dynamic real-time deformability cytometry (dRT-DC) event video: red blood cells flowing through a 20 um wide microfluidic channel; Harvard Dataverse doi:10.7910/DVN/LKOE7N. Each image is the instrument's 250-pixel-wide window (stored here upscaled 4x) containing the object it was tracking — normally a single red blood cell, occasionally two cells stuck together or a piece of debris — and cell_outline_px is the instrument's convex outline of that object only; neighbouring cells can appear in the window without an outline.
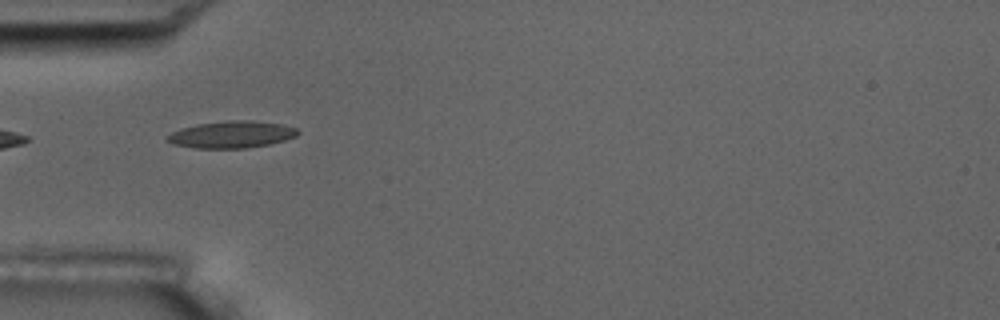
{"species": "common noctule bat (a hibernating species)", "species_latin": "Nyctalus noctula", "temperature_condition": "room temperature", "stored_images_in_passage": 5, "camera_frame_rate_fps": 3000, "um_per_image_px": 0.085, "animal": {"sex": "male", "body_mass_g": 17.5, "forearm_length_mm": 52.3}, "frame": {"image": 1, "passage_image": 2, "time_ms": 1.333, "image_size_px": [1000, 320], "cell_outline_px": [[300, 132], [296, 136], [284, 140], [268, 144], [248, 148], [196, 148], [172, 144], [164, 140], [164, 136], [180, 128], [196, 124], [228, 120], [252, 120], [284, 124], [296, 128]], "centroid_in_image_um": [19.65, 11.42], "position_along_channel_um": 65.4, "area_um2": 20.75}}
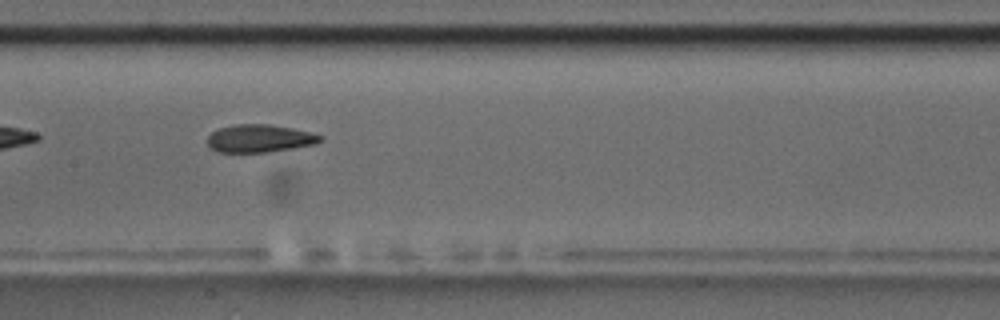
{"frame": {"image": 2, "passage_image": 5, "time_ms": 4.667, "image_size_px": [1000, 320], "cell_outline_px": [[320, 140], [316, 144], [268, 152], [216, 152], [208, 148], [208, 136], [212, 132], [220, 128], [232, 124], [268, 124], [292, 128], [312, 132], [320, 136]], "centroid_in_image_um": [22.02, 11.77], "position_along_channel_um": 185.4, "area_um2": 18.26}}